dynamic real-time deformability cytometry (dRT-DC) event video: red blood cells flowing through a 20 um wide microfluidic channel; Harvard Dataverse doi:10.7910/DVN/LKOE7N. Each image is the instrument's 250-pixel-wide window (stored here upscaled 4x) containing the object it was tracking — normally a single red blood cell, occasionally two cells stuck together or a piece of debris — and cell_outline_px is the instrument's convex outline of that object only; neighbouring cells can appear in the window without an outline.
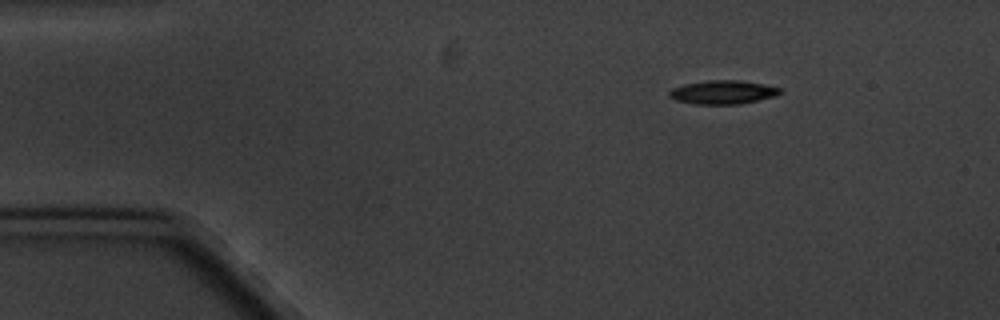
{"species": "common noctule bat (a hibernating species)", "species_latin": "Nyctalus noctula", "temperature_condition": "cold", "stored_images_in_passage": 4, "camera_frame_rate_fps": 3000, "um_per_image_px": 0.085, "animal": {"sex": "male", "body_mass_g": 20.1, "forearm_length_mm": 53.5}, "frame": {"image": 1, "passage_image": 2, "time_ms": 1.333, "image_size_px": [1000, 320], "cell_outline_px": [[780, 92], [776, 96], [740, 104], [696, 104], [676, 100], [668, 96], [668, 92], [672, 88], [684, 84], [708, 80], [740, 80], [764, 84], [780, 88]], "centroid_in_image_um": [61.42, 7.83], "position_along_channel_um": 23.6, "area_um2": 15.26}}